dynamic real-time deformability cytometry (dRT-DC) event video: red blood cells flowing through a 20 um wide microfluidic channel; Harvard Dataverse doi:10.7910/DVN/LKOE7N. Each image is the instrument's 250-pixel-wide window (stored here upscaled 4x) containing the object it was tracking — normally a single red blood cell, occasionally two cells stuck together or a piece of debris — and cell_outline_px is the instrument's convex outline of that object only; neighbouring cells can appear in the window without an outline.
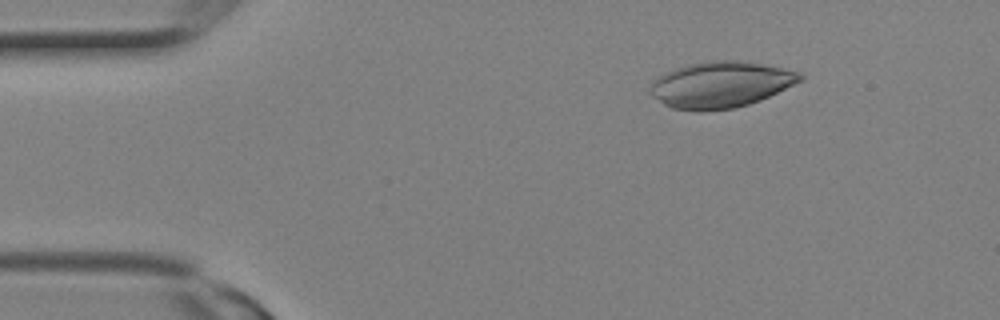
{"species": "Egyptian fruit bat (a non-hibernating species)", "species_latin": "Rousettus aegyptiacus", "temperature_condition": "room temperature", "stored_images_in_passage": 2, "camera_frame_rate_fps": 3000, "um_per_image_px": 0.085, "animal": {"sex": "female"}, "frame": {"image": 1, "passage_image": 1, "time_ms": 0.0, "image_size_px": [1000, 320], "cell_outline_px": [[804, 76], [800, 80], [760, 100], [748, 104], [732, 108], [672, 108], [664, 104], [652, 96], [648, 92], [648, 88], [652, 80], [676, 68], [708, 60], [736, 60], [760, 64], [800, 72]], "centroid_in_image_um": [61.21, 7.16], "position_along_channel_um": 23.8, "area_um2": 38.96}}